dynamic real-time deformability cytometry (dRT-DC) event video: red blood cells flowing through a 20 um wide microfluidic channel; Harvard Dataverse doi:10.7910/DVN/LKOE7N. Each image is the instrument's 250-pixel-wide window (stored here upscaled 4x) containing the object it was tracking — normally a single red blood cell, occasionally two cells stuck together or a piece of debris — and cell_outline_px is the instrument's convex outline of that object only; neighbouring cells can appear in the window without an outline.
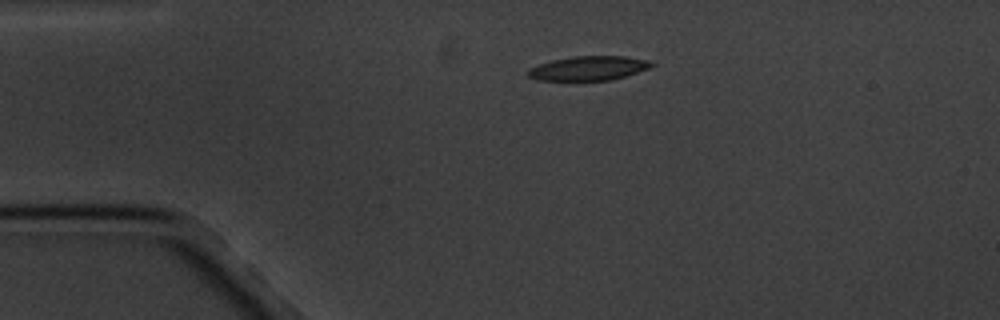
{"species": "common noctule bat (a hibernating species)", "species_latin": "Nyctalus noctula", "temperature_condition": "cold", "stored_images_in_passage": 2, "camera_frame_rate_fps": 3000, "um_per_image_px": 0.085, "animal": {"sex": "male", "body_mass_g": 20.1, "forearm_length_mm": 53.5}, "frame": {"image": 1, "passage_image": 1, "time_ms": 0.0, "image_size_px": [1000, 320], "cell_outline_px": [[656, 64], [648, 68], [624, 76], [608, 80], [536, 80], [528, 76], [528, 68], [552, 60], [576, 56], [624, 56], [648, 60]], "centroid_in_image_um": [50.01, 5.79], "position_along_channel_um": 35.0, "area_um2": 17.22}}